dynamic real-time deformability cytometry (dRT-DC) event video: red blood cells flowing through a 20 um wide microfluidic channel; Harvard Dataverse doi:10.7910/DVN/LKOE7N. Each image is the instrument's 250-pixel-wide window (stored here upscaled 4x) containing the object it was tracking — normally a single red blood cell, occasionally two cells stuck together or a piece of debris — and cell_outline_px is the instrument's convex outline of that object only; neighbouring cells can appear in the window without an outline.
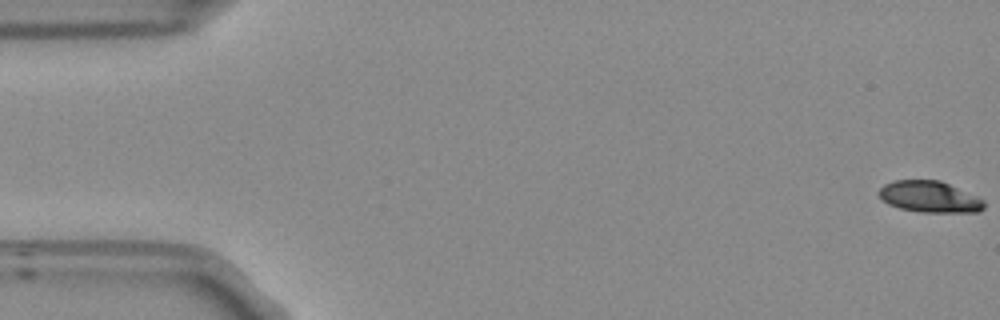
{"species": "Egyptian fruit bat (a non-hibernating species)", "species_latin": "Rousettus aegyptiacus", "temperature_condition": "room temperature", "stored_images_in_passage": 15, "camera_frame_rate_fps": 3000, "um_per_image_px": 0.085, "frame": {"image": 1, "passage_image": 1, "time_ms": 0.0, "image_size_px": [1000, 320], "cell_outline_px": [[984, 208], [980, 212], [920, 212], [900, 208], [888, 204], [876, 192], [884, 184], [892, 180], [940, 180], [976, 196], [984, 200]], "centroid_in_image_um": [79.0, 16.72], "position_along_channel_um": 6.0, "area_um2": 19.19}}
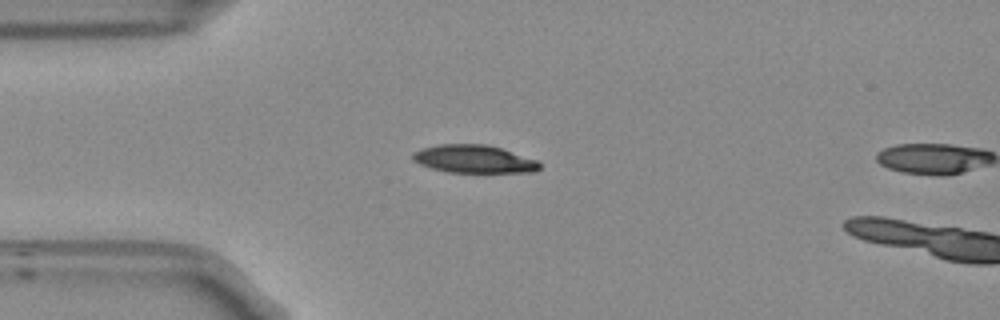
{"frame": {"image": 2, "passage_image": 14, "time_ms": 4.333, "image_size_px": [1000, 320], "cell_outline_px": [[540, 168], [532, 172], [448, 172], [432, 168], [420, 164], [412, 160], [412, 152], [420, 148], [440, 144], [488, 144], [536, 160], [540, 164]], "centroid_in_image_um": [40.23, 13.51], "position_along_channel_um": 44.8, "area_um2": 20.52}}